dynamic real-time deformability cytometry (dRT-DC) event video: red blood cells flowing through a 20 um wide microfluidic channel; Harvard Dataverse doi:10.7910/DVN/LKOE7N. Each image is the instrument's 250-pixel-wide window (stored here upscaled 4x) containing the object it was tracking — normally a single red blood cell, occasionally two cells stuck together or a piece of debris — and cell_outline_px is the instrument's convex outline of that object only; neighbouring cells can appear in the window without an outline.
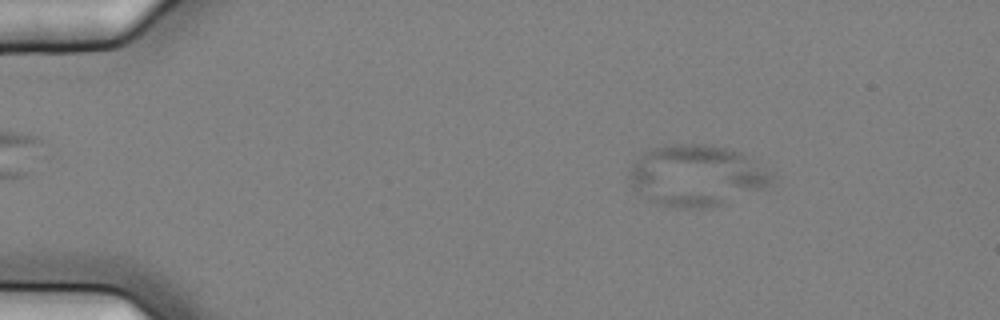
{"species": "common noctule bat (a hibernating species)", "species_latin": "Nyctalus noctula", "temperature_condition": "cold", "stored_images_in_passage": 11, "camera_frame_rate_fps": 3000, "um_per_image_px": 0.085, "animal": {"sex": "female", "body_mass_g": 25.1}, "frame": {"image": 1, "passage_image": 1, "time_ms": 0.0, "image_size_px": [1000, 320], "cell_outline_px": [[776, 172], [772, 180], [764, 188], [720, 204], [708, 208], [680, 208], [656, 204], [648, 200], [636, 192], [628, 184], [628, 172], [632, 164], [644, 148], [668, 144], [704, 144], [724, 148], [740, 152]], "centroid_in_image_um": [59.13, 14.9], "position_along_channel_um": 25.9, "area_um2": 51.5}}
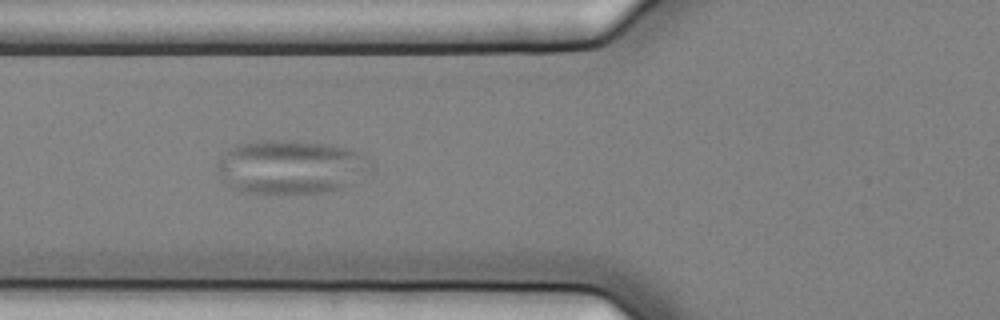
{"frame": {"image": 2, "passage_image": 4, "time_ms": 1.0, "image_size_px": [1000, 320], "cell_outline_px": [[376, 168], [336, 188], [320, 192], [248, 192], [236, 188], [220, 180], [216, 168], [216, 164], [220, 156], [224, 152], [236, 144], [260, 140], [292, 140], [332, 144], [352, 148], [364, 152], [368, 156]], "centroid_in_image_um": [24.72, 14.12], "position_along_channel_um": 101.1, "area_um2": 48.21}}